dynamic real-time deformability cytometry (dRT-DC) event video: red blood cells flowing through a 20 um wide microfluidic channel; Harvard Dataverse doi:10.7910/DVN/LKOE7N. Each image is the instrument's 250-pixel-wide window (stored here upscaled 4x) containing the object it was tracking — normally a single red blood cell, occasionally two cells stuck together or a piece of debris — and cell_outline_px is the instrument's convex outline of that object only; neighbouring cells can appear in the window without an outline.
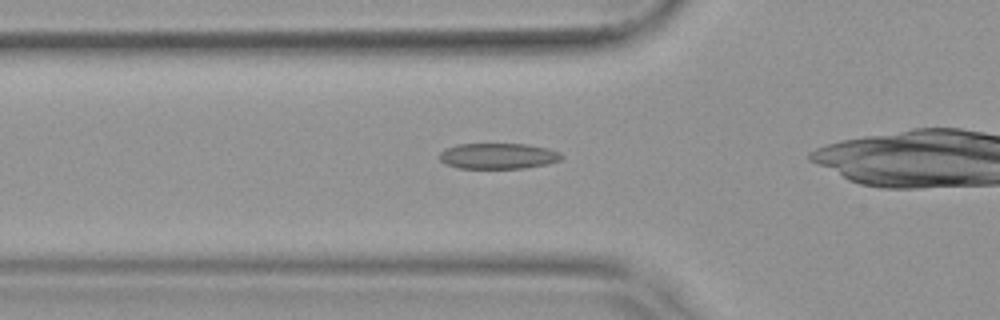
{"species": "common noctule bat (a hibernating species)", "species_latin": "Nyctalus noctula", "temperature_condition": "warm", "stored_images_in_passage": 47, "camera_frame_rate_fps": 3000, "um_per_image_px": 0.085, "animal": {"sex": "female", "body_mass_g": 19.9}, "frame": {"image": 1, "passage_image": 12, "time_ms": 3.667, "image_size_px": [1000, 320], "cell_outline_px": [[564, 156], [560, 160], [548, 164], [524, 168], [460, 168], [448, 164], [440, 160], [440, 152], [444, 148], [456, 144], [528, 144], [548, 148], [560, 152]], "centroid_in_image_um": [42.37, 13.25], "position_along_channel_um": 83.4, "area_um2": 18.38}}
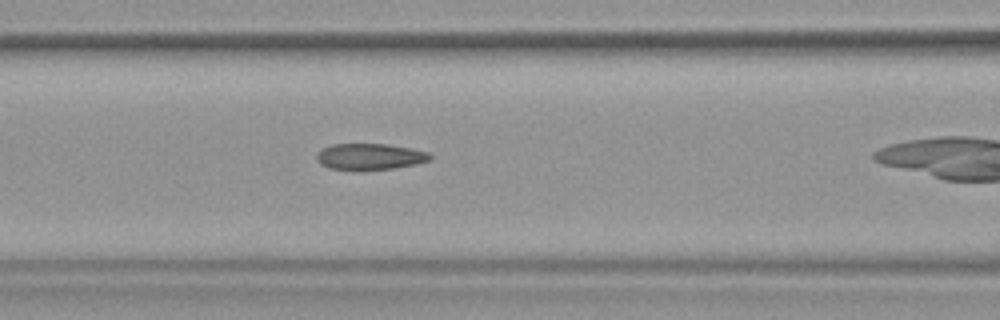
{"frame": {"image": 2, "passage_image": 16, "time_ms": 5.0, "image_size_px": [1000, 320], "cell_outline_px": [[432, 160], [416, 164], [392, 168], [356, 172], [328, 168], [320, 164], [316, 160], [316, 152], [332, 144], [388, 144], [412, 148], [428, 152], [432, 156]], "centroid_in_image_um": [31.41, 13.34], "position_along_channel_um": 135.2, "area_um2": 17.92}}
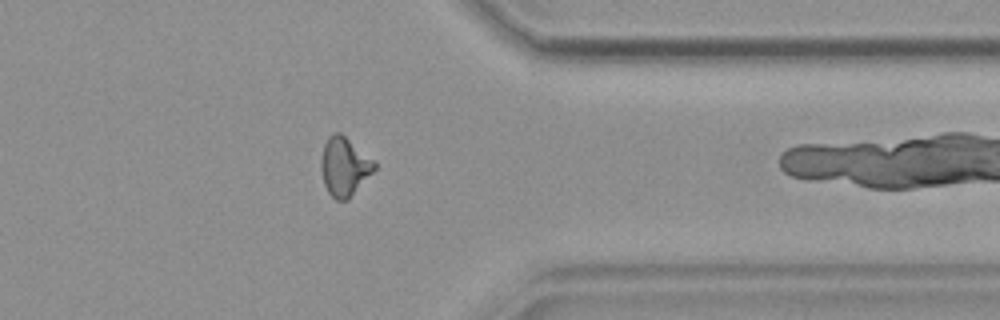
{"frame": {"image": 3, "passage_image": 36, "time_ms": 11.667, "image_size_px": [1000, 320], "cell_outline_px": [[376, 168], [348, 200], [336, 200], [328, 192], [324, 184], [320, 168], [320, 160], [324, 144], [328, 136], [332, 132], [340, 132], [376, 160]], "centroid_in_image_um": [29.27, 14.13], "position_along_channel_um": 382.1, "area_um2": 18.5}, "authors_computed_cell_mechanics": {"area_um2": 17.7446, "velocity_mm_per_s": 3.8262, "shape_relaxation_time_tau1_ms": 10.3472, "shape_relaxation_time_tau2_ms": 1.946, "deformation_change_tau1": 0.2587, "deformation_change_tau2": 0.0962}}